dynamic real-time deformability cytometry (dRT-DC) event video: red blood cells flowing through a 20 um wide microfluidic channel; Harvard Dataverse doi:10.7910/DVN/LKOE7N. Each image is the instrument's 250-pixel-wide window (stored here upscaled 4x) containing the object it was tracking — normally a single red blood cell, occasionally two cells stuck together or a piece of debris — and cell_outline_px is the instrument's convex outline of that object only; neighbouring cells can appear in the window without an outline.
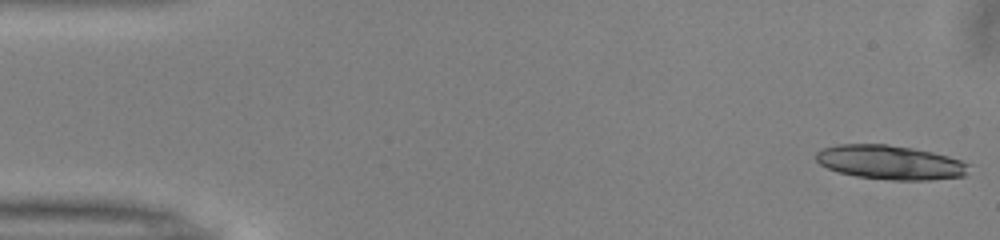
{"species": "common noctule bat (a hibernating species)", "species_latin": "Nyctalus noctula", "temperature_condition": "warm", "stored_images_in_passage": 14, "camera_frame_rate_fps": 3000, "um_per_image_px": 0.085, "animal": {"sex": "male", "body_mass_g": 13.0, "forearm_length_mm": 53.1}, "frame": {"image": 1, "passage_image": 1, "time_ms": 0.0, "image_size_px": [1000, 240], "cell_outline_px": [[972, 164], [964, 176], [932, 180], [892, 180], [856, 176], [836, 172], [820, 164], [816, 160], [816, 152], [824, 148], [836, 144], [884, 144], [912, 148], [932, 152], [948, 156]], "centroid_in_image_um": [75.67, 13.8], "position_along_channel_um": 9.3, "area_um2": 30.52}}